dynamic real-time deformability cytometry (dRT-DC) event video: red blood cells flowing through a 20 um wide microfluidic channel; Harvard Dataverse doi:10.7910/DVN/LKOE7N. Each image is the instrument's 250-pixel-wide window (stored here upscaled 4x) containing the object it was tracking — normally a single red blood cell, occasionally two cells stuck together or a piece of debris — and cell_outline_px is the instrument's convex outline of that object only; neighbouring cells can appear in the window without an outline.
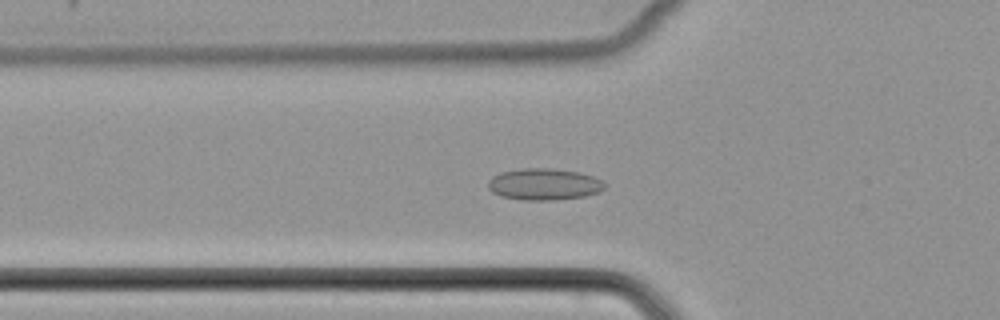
{"species": "common noctule bat (a hibernating species)", "species_latin": "Nyctalus noctula", "temperature_condition": "cold", "stored_images_in_passage": 52, "camera_frame_rate_fps": 3000, "um_per_image_px": 0.085, "animal": {"sex": "female", "body_mass_g": 22.7, "forearm_length_mm": 54.2}, "frame": {"image": 1, "passage_image": 19, "time_ms": 6.0, "image_size_px": [1000, 320], "cell_outline_px": [[604, 188], [600, 192], [584, 196], [556, 200], [524, 200], [500, 196], [492, 192], [488, 188], [488, 180], [492, 176], [500, 172], [524, 168], [552, 168], [580, 172], [592, 176], [600, 180], [604, 184]], "centroid_in_image_um": [46.22, 15.66], "position_along_channel_um": 79.6, "area_um2": 21.56}}
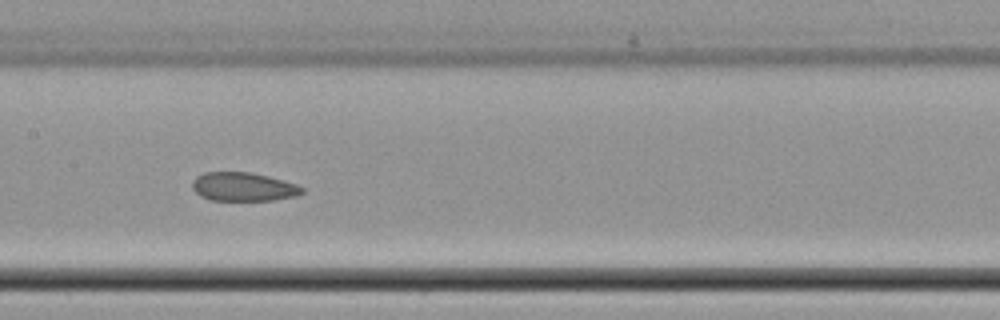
{"frame": {"image": 2, "passage_image": 27, "time_ms": 8.667, "image_size_px": [1000, 320], "cell_outline_px": [[304, 192], [296, 196], [272, 200], [212, 200], [200, 196], [192, 188], [192, 180], [196, 176], [204, 172], [252, 172], [268, 176], [296, 184], [304, 188]], "centroid_in_image_um": [20.67, 15.87], "position_along_channel_um": 186.7, "area_um2": 18.38}}
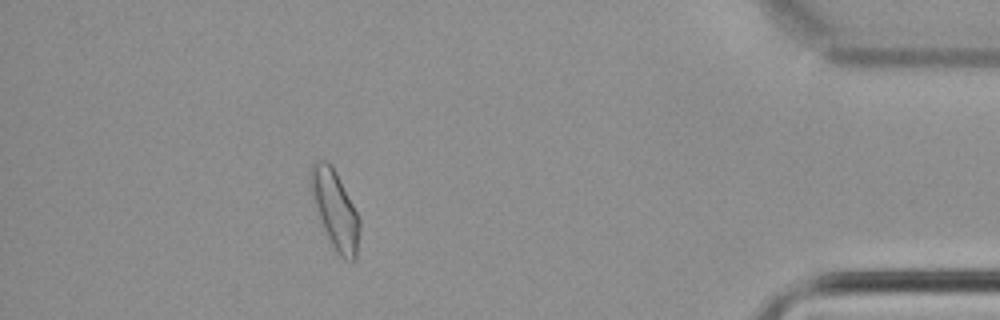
{"frame": {"image": 3, "passage_image": 47, "time_ms": 15.333, "image_size_px": [1000, 320], "cell_outline_px": [[360, 228], [356, 260], [344, 260], [336, 252], [324, 228], [312, 200], [312, 164], [316, 160], [324, 160], [332, 164], [360, 220]], "centroid_in_image_um": [28.51, 17.85], "position_along_channel_um": 406.7, "area_um2": 21.62}}